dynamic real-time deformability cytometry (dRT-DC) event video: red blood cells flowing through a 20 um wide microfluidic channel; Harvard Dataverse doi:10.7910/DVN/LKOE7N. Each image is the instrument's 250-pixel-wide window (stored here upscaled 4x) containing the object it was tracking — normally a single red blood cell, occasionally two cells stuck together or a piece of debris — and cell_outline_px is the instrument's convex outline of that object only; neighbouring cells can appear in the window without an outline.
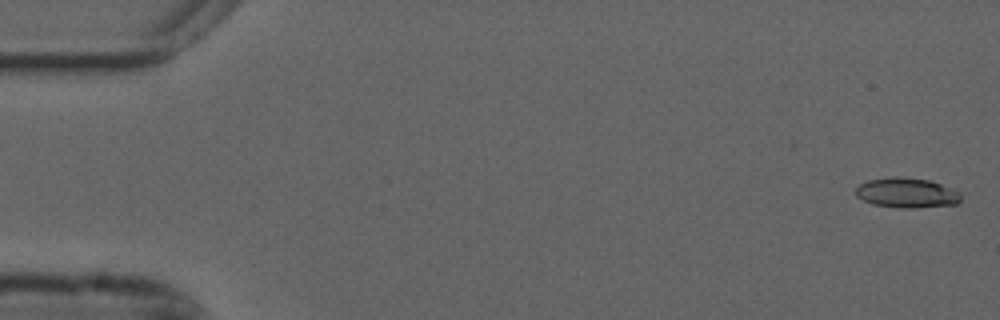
{"species": "common noctule bat (a hibernating species)", "species_latin": "Nyctalus noctula", "temperature_condition": "cold", "stored_images_in_passage": 55, "camera_frame_rate_fps": 3000, "um_per_image_px": 0.085, "animal": {"sex": "male", "forearm_length_mm": 52.5}, "frame": {"image": 1, "passage_image": 2, "time_ms": 0.333, "image_size_px": [1000, 320], "cell_outline_px": [[960, 200], [956, 204], [912, 208], [900, 208], [872, 204], [856, 196], [856, 188], [860, 184], [868, 180], [892, 176], [896, 176], [928, 180], [940, 184], [960, 192]], "centroid_in_image_um": [77.04, 16.39], "position_along_channel_um": 8.0, "area_um2": 18.21}}
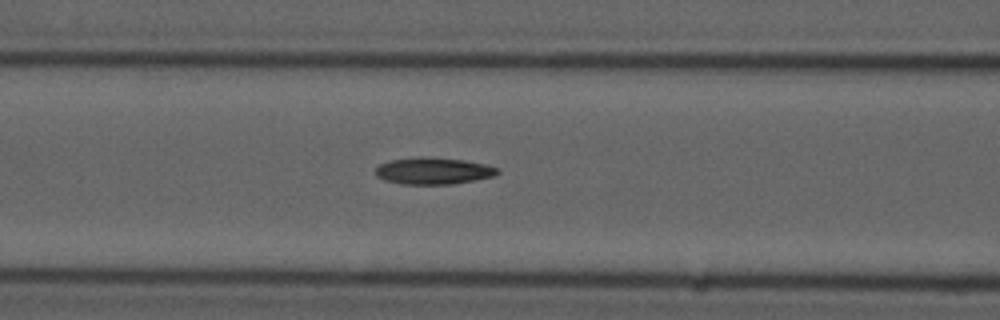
{"frame": {"image": 2, "passage_image": 23, "time_ms": 7.333, "image_size_px": [1000, 320], "cell_outline_px": [[500, 172], [496, 176], [452, 184], [400, 184], [384, 180], [376, 176], [376, 168], [380, 164], [392, 160], [464, 160], [484, 164], [500, 168]], "centroid_in_image_um": [36.9, 14.59], "position_along_channel_um": 129.7, "area_um2": 18.03}}
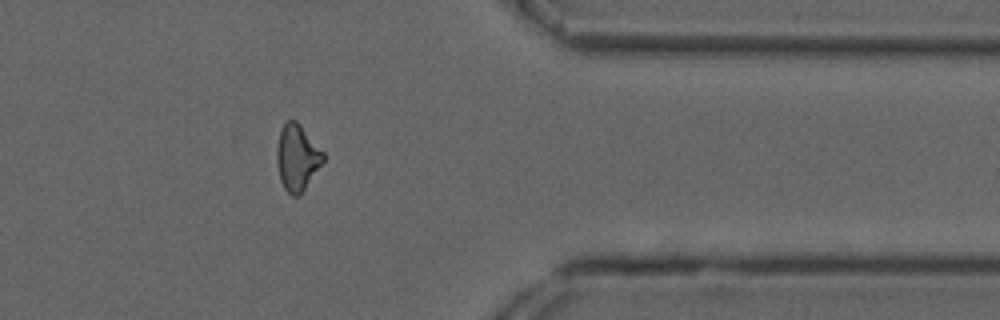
{"frame": {"image": 3, "passage_image": 45, "time_ms": 14.667, "image_size_px": [1000, 320], "cell_outline_px": [[324, 160], [300, 196], [292, 196], [284, 188], [280, 180], [276, 160], [276, 148], [280, 128], [288, 120], [296, 120], [300, 124], [324, 152]], "centroid_in_image_um": [25.24, 13.39], "position_along_channel_um": 386.2, "area_um2": 17.98}, "authors_computed_cell_mechanics": {"area_um2": 18.1492, "velocity_mm_per_s": 3.7217, "shape_relaxation_time_tau1_ms": 10.644, "shape_relaxation_time_tau2_ms": null, "deformation_change_tau1": 0.2464, "deformation_change_tau2": null}}